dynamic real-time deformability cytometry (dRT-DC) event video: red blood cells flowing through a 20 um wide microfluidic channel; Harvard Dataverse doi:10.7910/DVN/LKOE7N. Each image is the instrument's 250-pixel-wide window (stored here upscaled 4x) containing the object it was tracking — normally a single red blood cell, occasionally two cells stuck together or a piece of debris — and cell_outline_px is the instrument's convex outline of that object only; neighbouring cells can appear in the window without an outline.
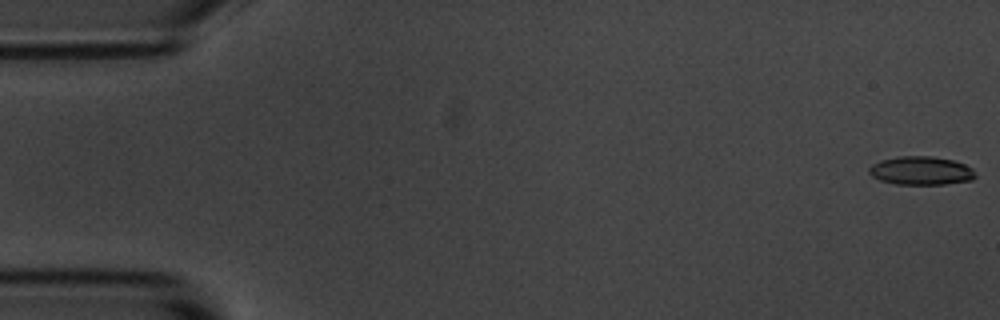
{"species": "common noctule bat (a hibernating species)", "species_latin": "Nyctalus noctula", "temperature_condition": "room temperature", "stored_images_in_passage": 55, "camera_frame_rate_fps": 3000, "um_per_image_px": 0.085, "animal": {"sex": "male", "body_mass_g": 20.1, "forearm_length_mm": 53.5}, "frame": {"image": 1, "passage_image": 1, "time_ms": 0.0, "image_size_px": [1000, 320], "cell_outline_px": [[976, 176], [972, 180], [944, 184], [896, 184], [880, 180], [872, 176], [868, 172], [868, 168], [872, 164], [880, 160], [900, 156], [932, 156], [952, 160], [964, 164], [972, 168]], "centroid_in_image_um": [78.27, 14.5], "position_along_channel_um": 6.7, "area_um2": 17.63}}
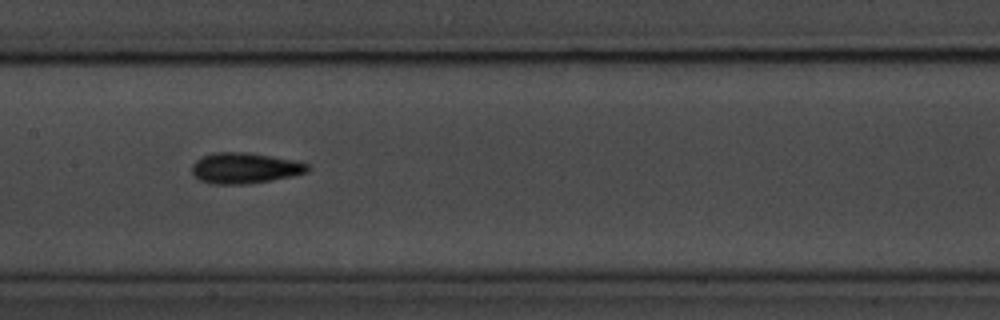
{"frame": {"image": 2, "passage_image": 27, "time_ms": 8.667, "image_size_px": [1000, 320], "cell_outline_px": [[312, 168], [308, 172], [292, 176], [272, 180], [244, 184], [212, 184], [200, 180], [192, 172], [192, 164], [200, 156], [212, 152], [248, 152], [272, 156], [292, 160], [308, 164]], "centroid_in_image_um": [20.8, 14.28], "position_along_channel_um": 186.6, "area_um2": 20.87}}
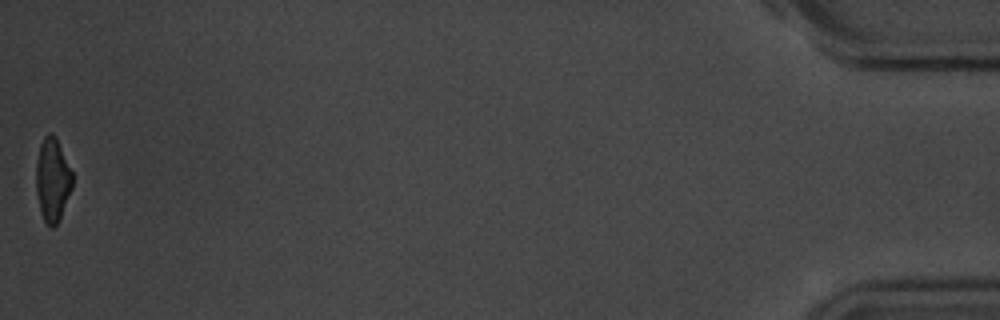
{"frame": {"image": 3, "passage_image": 55, "time_ms": 18.0, "image_size_px": [1000, 320], "cell_outline_px": [[72, 188], [60, 216], [56, 224], [52, 228], [44, 220], [40, 212], [36, 192], [36, 164], [40, 144], [44, 136], [48, 132], [52, 132], [56, 136], [72, 172]], "centroid_in_image_um": [4.45, 15.24], "position_along_channel_um": 430.8, "area_um2": 17.57}, "authors_computed_cell_mechanics": {"area_um2": 18.9006, "velocity_mm_per_s": 3.6765, "shape_relaxation_time_tau1_ms": 3.3966, "shape_relaxation_time_tau2_ms": 2.9117, "deformation_change_tau1": 0.1314, "deformation_change_tau2": 0.1138}}